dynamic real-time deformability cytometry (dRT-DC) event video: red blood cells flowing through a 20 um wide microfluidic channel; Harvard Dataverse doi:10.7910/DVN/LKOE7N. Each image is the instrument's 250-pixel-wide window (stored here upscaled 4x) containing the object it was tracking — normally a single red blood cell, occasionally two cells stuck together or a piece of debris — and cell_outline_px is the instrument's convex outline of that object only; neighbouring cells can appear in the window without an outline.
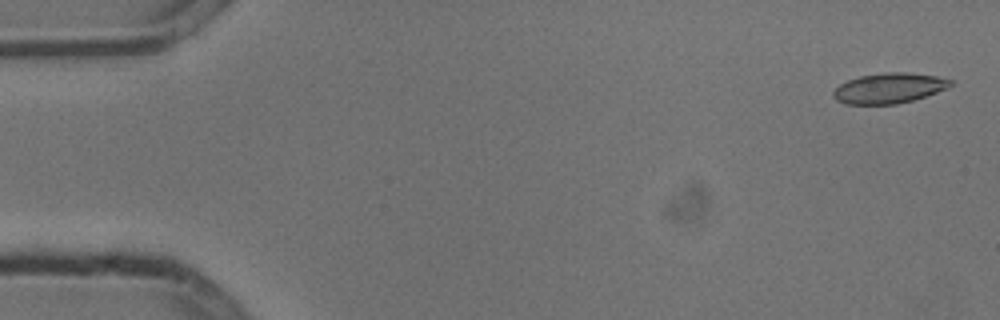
{"species": "common noctule bat (a hibernating species)", "species_latin": "Nyctalus noctula", "temperature_condition": "cold", "stored_images_in_passage": 4, "camera_frame_rate_fps": 3000, "um_per_image_px": 0.085, "animal": {"sex": "male", "body_mass_g": 13.3}, "frame": {"image": 1, "passage_image": 1, "time_ms": 0.0, "image_size_px": [1000, 320], "cell_outline_px": [[952, 84], [948, 88], [912, 100], [896, 104], [848, 104], [836, 100], [832, 96], [832, 92], [840, 84], [848, 80], [860, 76], [884, 72], [908, 72], [936, 76], [952, 80]], "centroid_in_image_um": [75.55, 7.49], "position_along_channel_um": 9.4, "area_um2": 20.58}}
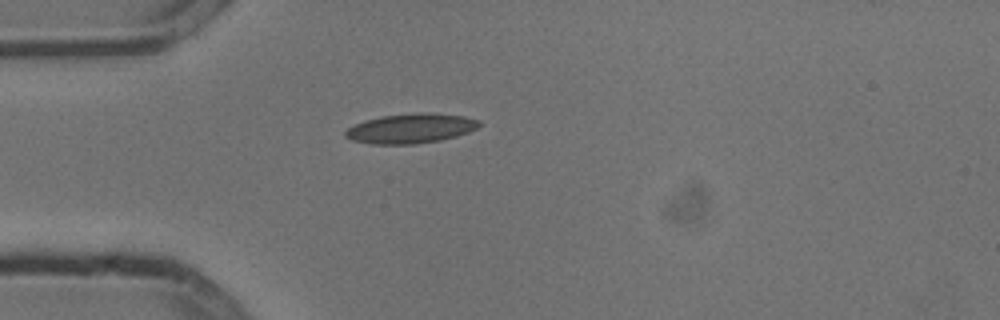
{"frame": {"image": 2, "passage_image": 4, "time_ms": 1.0, "image_size_px": [1000, 320], "cell_outline_px": [[480, 124], [476, 128], [468, 132], [456, 136], [440, 140], [412, 144], [372, 144], [352, 140], [344, 136], [344, 132], [348, 128], [364, 120], [384, 116], [424, 112], [464, 116], [480, 120]], "centroid_in_image_um": [34.9, 10.92], "position_along_channel_um": 50.1, "area_um2": 22.89}}